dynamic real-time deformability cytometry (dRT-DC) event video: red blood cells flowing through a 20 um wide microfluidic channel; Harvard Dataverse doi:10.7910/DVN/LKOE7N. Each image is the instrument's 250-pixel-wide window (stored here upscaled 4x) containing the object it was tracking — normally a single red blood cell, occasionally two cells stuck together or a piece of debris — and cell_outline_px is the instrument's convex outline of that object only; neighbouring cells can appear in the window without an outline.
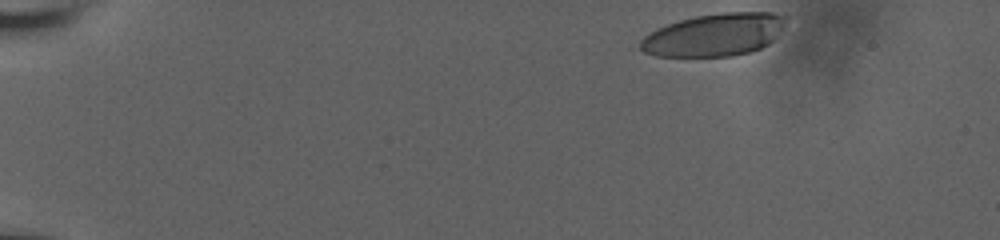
{"species": "human", "species_latin": "Homo sapiens", "temperature_condition": "room temperature", "stored_images_in_passage": 42, "camera_frame_rate_fps": 3000, "um_per_image_px": 0.085, "donor": {"sex": "male"}, "frame": {"image": 1, "passage_image": 1, "time_ms": 0.0, "image_size_px": [1000, 240], "cell_outline_px": [[788, 16], [784, 28], [768, 44], [760, 48], [748, 52], [732, 56], [656, 56], [644, 52], [636, 48], [636, 44], [648, 32], [656, 28], [680, 20], [696, 16], [724, 12], [772, 12]], "centroid_in_image_um": [60.69, 2.95], "position_along_channel_um": 24.3, "area_um2": 36.47}}
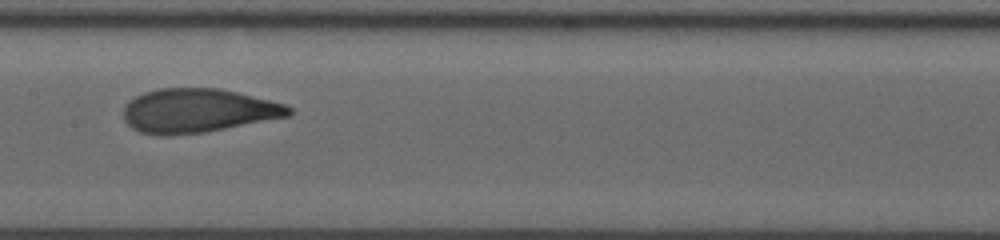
{"frame": {"image": 2, "passage_image": 24, "time_ms": 7.667, "image_size_px": [1000, 240], "cell_outline_px": [[292, 112], [288, 116], [204, 132], [168, 136], [164, 136], [140, 132], [132, 128], [124, 120], [124, 108], [128, 100], [144, 92], [156, 88], [220, 88], [284, 104], [292, 108]], "centroid_in_image_um": [16.76, 9.4], "position_along_channel_um": 190.6, "area_um2": 42.14}}
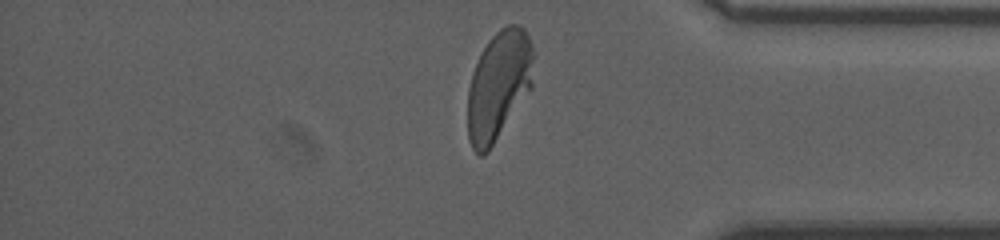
{"frame": {"image": 3, "passage_image": 41, "time_ms": 13.333, "image_size_px": [1000, 240], "cell_outline_px": [[536, 56], [532, 88], [488, 152], [484, 156], [480, 156], [472, 148], [468, 140], [468, 88], [472, 72], [488, 40], [500, 28], [508, 24], [516, 24], [524, 28], [528, 36]], "centroid_in_image_um": [42.42, 7.25], "position_along_channel_um": 392.8, "area_um2": 42.43}, "authors_computed_cell_mechanics": {"area_um2": 41.6738, "velocity_mm_per_s": 3.8146, "shape_relaxation_time_tau1_ms": 3.6861, "shape_relaxation_time_tau2_ms": null, "deformation_change_tau1": 0.1959, "deformation_change_tau2": null}}